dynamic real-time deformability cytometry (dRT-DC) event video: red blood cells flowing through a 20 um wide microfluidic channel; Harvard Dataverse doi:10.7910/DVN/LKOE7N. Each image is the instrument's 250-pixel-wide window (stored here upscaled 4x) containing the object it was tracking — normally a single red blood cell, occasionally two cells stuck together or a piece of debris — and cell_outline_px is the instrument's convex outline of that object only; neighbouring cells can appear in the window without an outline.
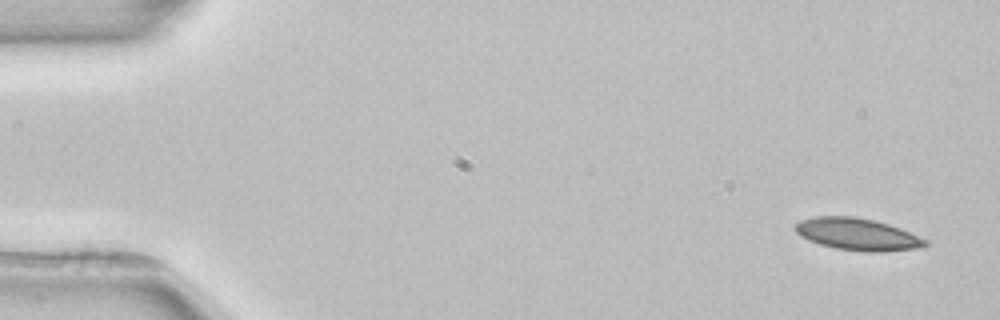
{"species": "common noctule bat (a hibernating species)", "species_latin": "Nyctalus noctula", "temperature_condition": "room temperature", "stored_images_in_passage": 5, "camera_frame_rate_fps": 3000, "um_per_image_px": 0.085, "animal": {"sex": "female", "body_mass_g": 22.7, "forearm_length_mm": 54.2}, "frame": {"image": 1, "passage_image": 1, "time_ms": 0.0, "image_size_px": [1000, 320], "cell_outline_px": [[928, 244], [920, 248], [884, 252], [864, 252], [836, 248], [820, 244], [808, 240], [800, 236], [796, 232], [796, 224], [800, 220], [816, 216], [852, 216], [872, 220], [888, 224], [900, 228], [928, 240]], "centroid_in_image_um": [72.9, 19.92], "position_along_channel_um": 12.1, "area_um2": 24.28}}